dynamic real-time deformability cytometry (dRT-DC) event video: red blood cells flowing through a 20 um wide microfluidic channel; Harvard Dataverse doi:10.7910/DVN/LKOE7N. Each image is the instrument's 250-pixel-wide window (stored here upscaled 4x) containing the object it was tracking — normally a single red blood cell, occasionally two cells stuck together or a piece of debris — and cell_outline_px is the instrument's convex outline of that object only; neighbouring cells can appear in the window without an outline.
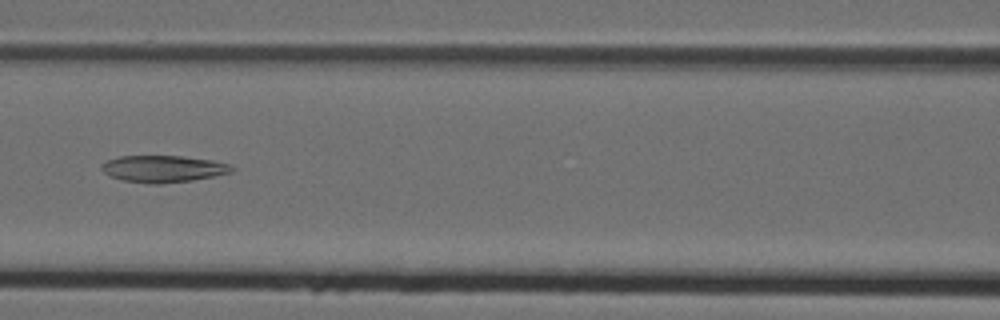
{"species": "Egyptian fruit bat (a non-hibernating species)", "species_latin": "Rousettus aegyptiacus", "temperature_condition": "cold", "stored_images_in_passage": 6, "camera_frame_rate_fps": 3000, "um_per_image_px": 0.085, "animal": {"sex": "female"}, "frame": {"image": 1, "passage_image": 6, "time_ms": 1.667, "image_size_px": [1000, 320], "cell_outline_px": [[236, 168], [232, 172], [192, 180], [160, 184], [148, 184], [124, 180], [112, 176], [104, 172], [100, 168], [100, 164], [108, 160], [120, 156], [184, 156], [212, 160], [232, 164]], "centroid_in_image_um": [13.9, 14.34], "position_along_channel_um": 152.7, "area_um2": 20.4}}